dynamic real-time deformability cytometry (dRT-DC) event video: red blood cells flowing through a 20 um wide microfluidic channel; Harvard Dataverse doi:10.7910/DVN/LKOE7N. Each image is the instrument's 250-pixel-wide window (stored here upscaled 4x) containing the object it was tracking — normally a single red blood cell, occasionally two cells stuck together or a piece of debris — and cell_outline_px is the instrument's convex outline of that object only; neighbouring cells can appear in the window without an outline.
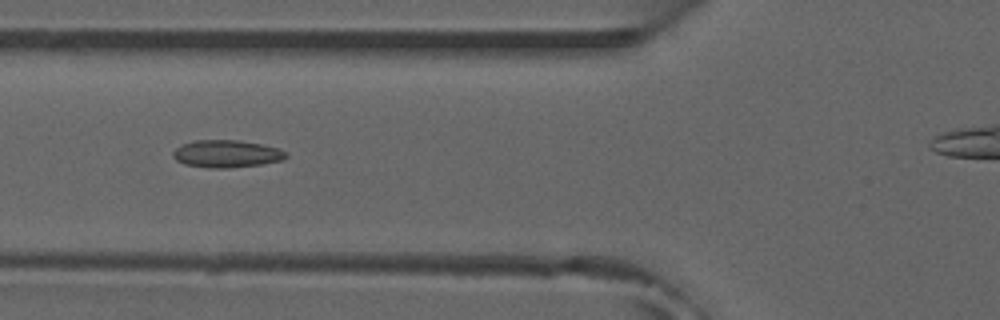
{"species": "common noctule bat (a hibernating species)", "species_latin": "Nyctalus noctula", "temperature_condition": "room temperature", "stored_images_in_passage": 46, "camera_frame_rate_fps": 3000, "um_per_image_px": 0.085, "animal": {"sex": "male", "forearm_length_mm": 52.5}, "frame": {"image": 1, "passage_image": 20, "time_ms": 6.333, "image_size_px": [1000, 320], "cell_outline_px": [[288, 156], [284, 160], [260, 164], [228, 168], [212, 168], [184, 164], [176, 160], [172, 156], [172, 152], [176, 148], [184, 144], [196, 140], [236, 140], [260, 144], [276, 148], [288, 152]], "centroid_in_image_um": [19.26, 13.08], "position_along_channel_um": 106.5, "area_um2": 17.92}}